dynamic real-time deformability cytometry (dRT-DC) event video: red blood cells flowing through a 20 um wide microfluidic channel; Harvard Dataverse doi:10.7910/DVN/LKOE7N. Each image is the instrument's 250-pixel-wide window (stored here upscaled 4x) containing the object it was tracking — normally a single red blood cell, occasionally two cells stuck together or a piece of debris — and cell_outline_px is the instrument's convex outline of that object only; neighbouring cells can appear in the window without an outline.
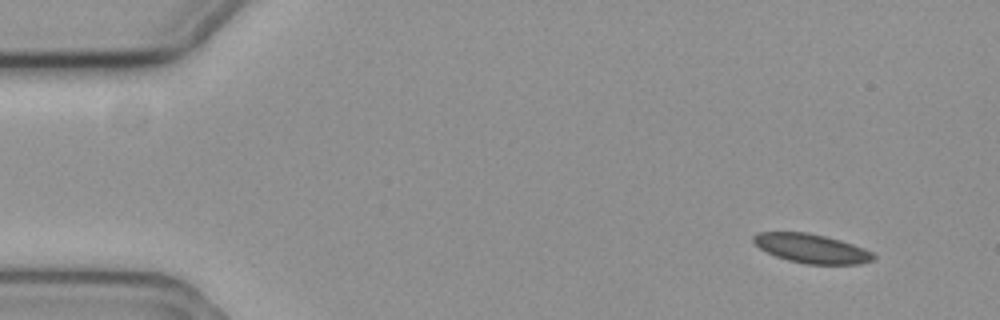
{"species": "common noctule bat (a hibernating species)", "species_latin": "Nyctalus noctula", "temperature_condition": "cold", "stored_images_in_passage": 4, "camera_frame_rate_fps": 3000, "um_per_image_px": 0.085, "animal": {"sex": "female", "body_mass_g": 19.3, "forearm_length_mm": 54.1}, "frame": {"image": 1, "passage_image": 1, "time_ms": 0.0, "image_size_px": [1000, 320], "cell_outline_px": [[876, 256], [872, 260], [860, 264], [804, 264], [788, 260], [776, 256], [760, 248], [752, 240], [752, 236], [756, 232], [808, 232], [840, 240], [864, 248], [872, 252]], "centroid_in_image_um": [68.97, 21.12], "position_along_channel_um": 16.0, "area_um2": 20.29}}